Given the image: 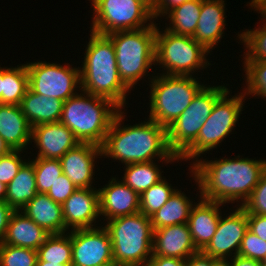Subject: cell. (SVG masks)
I'll list each match as a JSON object with an SVG mask.
<instances>
[{
    "mask_svg": "<svg viewBox=\"0 0 266 266\" xmlns=\"http://www.w3.org/2000/svg\"><path fill=\"white\" fill-rule=\"evenodd\" d=\"M195 162L191 173L198 184L200 198L222 204L241 200L243 205L266 169V160L240 158L239 155L236 159H197Z\"/></svg>",
    "mask_w": 266,
    "mask_h": 266,
    "instance_id": "6da1fadb",
    "label": "cell"
},
{
    "mask_svg": "<svg viewBox=\"0 0 266 266\" xmlns=\"http://www.w3.org/2000/svg\"><path fill=\"white\" fill-rule=\"evenodd\" d=\"M124 112L120 109L106 134L102 156L125 163H146L156 156L166 163L179 160L167 144V129L149 119L147 122L121 127ZM128 126V127H127Z\"/></svg>",
    "mask_w": 266,
    "mask_h": 266,
    "instance_id": "7a4b0ae2",
    "label": "cell"
},
{
    "mask_svg": "<svg viewBox=\"0 0 266 266\" xmlns=\"http://www.w3.org/2000/svg\"><path fill=\"white\" fill-rule=\"evenodd\" d=\"M83 67L80 70L82 92L110 100L124 109L126 95L130 90L121 80L117 68L115 47L107 35L90 31Z\"/></svg>",
    "mask_w": 266,
    "mask_h": 266,
    "instance_id": "3957f363",
    "label": "cell"
},
{
    "mask_svg": "<svg viewBox=\"0 0 266 266\" xmlns=\"http://www.w3.org/2000/svg\"><path fill=\"white\" fill-rule=\"evenodd\" d=\"M83 94L77 93L64 101L60 122L74 133L80 143L102 146L120 109L106 98L87 92Z\"/></svg>",
    "mask_w": 266,
    "mask_h": 266,
    "instance_id": "277c9868",
    "label": "cell"
},
{
    "mask_svg": "<svg viewBox=\"0 0 266 266\" xmlns=\"http://www.w3.org/2000/svg\"><path fill=\"white\" fill-rule=\"evenodd\" d=\"M113 262L119 266H147L153 255L150 217L141 212L108 220Z\"/></svg>",
    "mask_w": 266,
    "mask_h": 266,
    "instance_id": "5b68a950",
    "label": "cell"
},
{
    "mask_svg": "<svg viewBox=\"0 0 266 266\" xmlns=\"http://www.w3.org/2000/svg\"><path fill=\"white\" fill-rule=\"evenodd\" d=\"M107 36L115 47L119 76L132 89L146 76L147 70L155 65L156 24L139 30L118 31Z\"/></svg>",
    "mask_w": 266,
    "mask_h": 266,
    "instance_id": "8992f818",
    "label": "cell"
},
{
    "mask_svg": "<svg viewBox=\"0 0 266 266\" xmlns=\"http://www.w3.org/2000/svg\"><path fill=\"white\" fill-rule=\"evenodd\" d=\"M160 75L151 80L148 116L167 129L186 110L204 85L192 76Z\"/></svg>",
    "mask_w": 266,
    "mask_h": 266,
    "instance_id": "52a82bcc",
    "label": "cell"
},
{
    "mask_svg": "<svg viewBox=\"0 0 266 266\" xmlns=\"http://www.w3.org/2000/svg\"><path fill=\"white\" fill-rule=\"evenodd\" d=\"M208 53L193 37L176 35L166 29L161 33L156 26L155 63L165 67L164 75L192 76L191 73L210 65L205 57Z\"/></svg>",
    "mask_w": 266,
    "mask_h": 266,
    "instance_id": "ba28073f",
    "label": "cell"
},
{
    "mask_svg": "<svg viewBox=\"0 0 266 266\" xmlns=\"http://www.w3.org/2000/svg\"><path fill=\"white\" fill-rule=\"evenodd\" d=\"M226 86L206 87L197 92L186 110L167 128L169 149L179 157L196 139L215 103L228 91Z\"/></svg>",
    "mask_w": 266,
    "mask_h": 266,
    "instance_id": "9c48e42d",
    "label": "cell"
},
{
    "mask_svg": "<svg viewBox=\"0 0 266 266\" xmlns=\"http://www.w3.org/2000/svg\"><path fill=\"white\" fill-rule=\"evenodd\" d=\"M230 91L228 90L214 105L212 113L209 115L202 128L200 129L197 139L178 157V159L191 160L197 159L204 152L215 148L224 138L229 136L233 127L236 125L238 118L243 111V93L227 98Z\"/></svg>",
    "mask_w": 266,
    "mask_h": 266,
    "instance_id": "30bf717a",
    "label": "cell"
},
{
    "mask_svg": "<svg viewBox=\"0 0 266 266\" xmlns=\"http://www.w3.org/2000/svg\"><path fill=\"white\" fill-rule=\"evenodd\" d=\"M94 17L91 31L109 35L139 30L153 24L152 12L139 0H91ZM151 23L144 25L146 22Z\"/></svg>",
    "mask_w": 266,
    "mask_h": 266,
    "instance_id": "8fae6325",
    "label": "cell"
},
{
    "mask_svg": "<svg viewBox=\"0 0 266 266\" xmlns=\"http://www.w3.org/2000/svg\"><path fill=\"white\" fill-rule=\"evenodd\" d=\"M56 63H27L29 89L37 94L67 101L81 85L80 68Z\"/></svg>",
    "mask_w": 266,
    "mask_h": 266,
    "instance_id": "7c38bea8",
    "label": "cell"
},
{
    "mask_svg": "<svg viewBox=\"0 0 266 266\" xmlns=\"http://www.w3.org/2000/svg\"><path fill=\"white\" fill-rule=\"evenodd\" d=\"M70 231L71 266H103L113 262L112 243L105 227Z\"/></svg>",
    "mask_w": 266,
    "mask_h": 266,
    "instance_id": "4fadbf2b",
    "label": "cell"
},
{
    "mask_svg": "<svg viewBox=\"0 0 266 266\" xmlns=\"http://www.w3.org/2000/svg\"><path fill=\"white\" fill-rule=\"evenodd\" d=\"M235 212L225 216H220L217 230L208 245L202 252L214 259L227 260L229 256L238 255L242 239L248 229V217L245 209L238 205ZM232 251V252H231Z\"/></svg>",
    "mask_w": 266,
    "mask_h": 266,
    "instance_id": "5bb4252c",
    "label": "cell"
},
{
    "mask_svg": "<svg viewBox=\"0 0 266 266\" xmlns=\"http://www.w3.org/2000/svg\"><path fill=\"white\" fill-rule=\"evenodd\" d=\"M31 140L39 149L36 158L60 159L80 142L63 123H47L32 127Z\"/></svg>",
    "mask_w": 266,
    "mask_h": 266,
    "instance_id": "9a60e30c",
    "label": "cell"
},
{
    "mask_svg": "<svg viewBox=\"0 0 266 266\" xmlns=\"http://www.w3.org/2000/svg\"><path fill=\"white\" fill-rule=\"evenodd\" d=\"M99 155L102 156L101 146L79 143L60 158L63 173L76 188H92L94 160Z\"/></svg>",
    "mask_w": 266,
    "mask_h": 266,
    "instance_id": "2e32d148",
    "label": "cell"
},
{
    "mask_svg": "<svg viewBox=\"0 0 266 266\" xmlns=\"http://www.w3.org/2000/svg\"><path fill=\"white\" fill-rule=\"evenodd\" d=\"M103 188H99V214L106 220L140 212V195L122 180L111 178Z\"/></svg>",
    "mask_w": 266,
    "mask_h": 266,
    "instance_id": "e0dca14e",
    "label": "cell"
},
{
    "mask_svg": "<svg viewBox=\"0 0 266 266\" xmlns=\"http://www.w3.org/2000/svg\"><path fill=\"white\" fill-rule=\"evenodd\" d=\"M65 228L71 230L94 228L99 214V191L95 188H78L63 204Z\"/></svg>",
    "mask_w": 266,
    "mask_h": 266,
    "instance_id": "ac0fdd59",
    "label": "cell"
},
{
    "mask_svg": "<svg viewBox=\"0 0 266 266\" xmlns=\"http://www.w3.org/2000/svg\"><path fill=\"white\" fill-rule=\"evenodd\" d=\"M197 252L187 223L153 230L152 256L186 260Z\"/></svg>",
    "mask_w": 266,
    "mask_h": 266,
    "instance_id": "d6986e66",
    "label": "cell"
},
{
    "mask_svg": "<svg viewBox=\"0 0 266 266\" xmlns=\"http://www.w3.org/2000/svg\"><path fill=\"white\" fill-rule=\"evenodd\" d=\"M219 205L223 204L201 198L200 202L191 208L187 224L198 251H202L208 245L217 230L221 216Z\"/></svg>",
    "mask_w": 266,
    "mask_h": 266,
    "instance_id": "ffe728a7",
    "label": "cell"
},
{
    "mask_svg": "<svg viewBox=\"0 0 266 266\" xmlns=\"http://www.w3.org/2000/svg\"><path fill=\"white\" fill-rule=\"evenodd\" d=\"M224 0H202L197 29L193 38L208 52L218 45L225 24Z\"/></svg>",
    "mask_w": 266,
    "mask_h": 266,
    "instance_id": "44dd1931",
    "label": "cell"
},
{
    "mask_svg": "<svg viewBox=\"0 0 266 266\" xmlns=\"http://www.w3.org/2000/svg\"><path fill=\"white\" fill-rule=\"evenodd\" d=\"M31 133L20 105L0 104V136L11 150H24L32 142Z\"/></svg>",
    "mask_w": 266,
    "mask_h": 266,
    "instance_id": "7402d4cb",
    "label": "cell"
},
{
    "mask_svg": "<svg viewBox=\"0 0 266 266\" xmlns=\"http://www.w3.org/2000/svg\"><path fill=\"white\" fill-rule=\"evenodd\" d=\"M49 234H62L65 228L62 204L54 202L47 194L37 193L20 211Z\"/></svg>",
    "mask_w": 266,
    "mask_h": 266,
    "instance_id": "603a6c76",
    "label": "cell"
},
{
    "mask_svg": "<svg viewBox=\"0 0 266 266\" xmlns=\"http://www.w3.org/2000/svg\"><path fill=\"white\" fill-rule=\"evenodd\" d=\"M50 234L20 211L9 219L3 244L38 250Z\"/></svg>",
    "mask_w": 266,
    "mask_h": 266,
    "instance_id": "cb8c5ba5",
    "label": "cell"
},
{
    "mask_svg": "<svg viewBox=\"0 0 266 266\" xmlns=\"http://www.w3.org/2000/svg\"><path fill=\"white\" fill-rule=\"evenodd\" d=\"M64 101L37 94L29 88L23 97L20 107L31 127L40 124L59 122Z\"/></svg>",
    "mask_w": 266,
    "mask_h": 266,
    "instance_id": "d4e9b609",
    "label": "cell"
},
{
    "mask_svg": "<svg viewBox=\"0 0 266 266\" xmlns=\"http://www.w3.org/2000/svg\"><path fill=\"white\" fill-rule=\"evenodd\" d=\"M37 193L34 166L29 160L22 165L17 175L7 185L5 202L14 211H21Z\"/></svg>",
    "mask_w": 266,
    "mask_h": 266,
    "instance_id": "484cf974",
    "label": "cell"
},
{
    "mask_svg": "<svg viewBox=\"0 0 266 266\" xmlns=\"http://www.w3.org/2000/svg\"><path fill=\"white\" fill-rule=\"evenodd\" d=\"M193 201L178 189L169 200L150 216L153 230L188 222Z\"/></svg>",
    "mask_w": 266,
    "mask_h": 266,
    "instance_id": "4316f807",
    "label": "cell"
},
{
    "mask_svg": "<svg viewBox=\"0 0 266 266\" xmlns=\"http://www.w3.org/2000/svg\"><path fill=\"white\" fill-rule=\"evenodd\" d=\"M201 6L202 0H189L171 10L167 18L170 19L172 25H169L166 30L176 35L193 37L197 29Z\"/></svg>",
    "mask_w": 266,
    "mask_h": 266,
    "instance_id": "83f0119b",
    "label": "cell"
},
{
    "mask_svg": "<svg viewBox=\"0 0 266 266\" xmlns=\"http://www.w3.org/2000/svg\"><path fill=\"white\" fill-rule=\"evenodd\" d=\"M29 88L26 64L2 68V104L20 105Z\"/></svg>",
    "mask_w": 266,
    "mask_h": 266,
    "instance_id": "f1b7e54d",
    "label": "cell"
},
{
    "mask_svg": "<svg viewBox=\"0 0 266 266\" xmlns=\"http://www.w3.org/2000/svg\"><path fill=\"white\" fill-rule=\"evenodd\" d=\"M133 163L125 165L124 177L122 181L129 186L133 191L141 195L152 185L157 184L162 180V175L156 163Z\"/></svg>",
    "mask_w": 266,
    "mask_h": 266,
    "instance_id": "f546056e",
    "label": "cell"
},
{
    "mask_svg": "<svg viewBox=\"0 0 266 266\" xmlns=\"http://www.w3.org/2000/svg\"><path fill=\"white\" fill-rule=\"evenodd\" d=\"M67 234H50L37 250V261L72 264L71 237Z\"/></svg>",
    "mask_w": 266,
    "mask_h": 266,
    "instance_id": "4dcf8cb0",
    "label": "cell"
},
{
    "mask_svg": "<svg viewBox=\"0 0 266 266\" xmlns=\"http://www.w3.org/2000/svg\"><path fill=\"white\" fill-rule=\"evenodd\" d=\"M163 177L157 184L140 195V212L148 217L158 211L174 194L177 189H173Z\"/></svg>",
    "mask_w": 266,
    "mask_h": 266,
    "instance_id": "1f68e13d",
    "label": "cell"
},
{
    "mask_svg": "<svg viewBox=\"0 0 266 266\" xmlns=\"http://www.w3.org/2000/svg\"><path fill=\"white\" fill-rule=\"evenodd\" d=\"M32 160L30 162L34 166L37 191L47 194L63 174L60 159L35 158Z\"/></svg>",
    "mask_w": 266,
    "mask_h": 266,
    "instance_id": "d6a6232c",
    "label": "cell"
},
{
    "mask_svg": "<svg viewBox=\"0 0 266 266\" xmlns=\"http://www.w3.org/2000/svg\"><path fill=\"white\" fill-rule=\"evenodd\" d=\"M266 21V18H265ZM262 27L246 30L238 34L240 41L246 45L244 61H266V22Z\"/></svg>",
    "mask_w": 266,
    "mask_h": 266,
    "instance_id": "836d02e7",
    "label": "cell"
},
{
    "mask_svg": "<svg viewBox=\"0 0 266 266\" xmlns=\"http://www.w3.org/2000/svg\"><path fill=\"white\" fill-rule=\"evenodd\" d=\"M247 87L244 95L266 98V61H244Z\"/></svg>",
    "mask_w": 266,
    "mask_h": 266,
    "instance_id": "e575fe53",
    "label": "cell"
},
{
    "mask_svg": "<svg viewBox=\"0 0 266 266\" xmlns=\"http://www.w3.org/2000/svg\"><path fill=\"white\" fill-rule=\"evenodd\" d=\"M37 250L0 244V266H36Z\"/></svg>",
    "mask_w": 266,
    "mask_h": 266,
    "instance_id": "d590c367",
    "label": "cell"
},
{
    "mask_svg": "<svg viewBox=\"0 0 266 266\" xmlns=\"http://www.w3.org/2000/svg\"><path fill=\"white\" fill-rule=\"evenodd\" d=\"M238 255L262 262L266 257V242L247 229Z\"/></svg>",
    "mask_w": 266,
    "mask_h": 266,
    "instance_id": "8d00e7d4",
    "label": "cell"
},
{
    "mask_svg": "<svg viewBox=\"0 0 266 266\" xmlns=\"http://www.w3.org/2000/svg\"><path fill=\"white\" fill-rule=\"evenodd\" d=\"M247 214L266 215V169L248 200L241 205Z\"/></svg>",
    "mask_w": 266,
    "mask_h": 266,
    "instance_id": "74e56055",
    "label": "cell"
},
{
    "mask_svg": "<svg viewBox=\"0 0 266 266\" xmlns=\"http://www.w3.org/2000/svg\"><path fill=\"white\" fill-rule=\"evenodd\" d=\"M22 150H11L0 157V182L8 185L26 162L20 157Z\"/></svg>",
    "mask_w": 266,
    "mask_h": 266,
    "instance_id": "f35d334b",
    "label": "cell"
},
{
    "mask_svg": "<svg viewBox=\"0 0 266 266\" xmlns=\"http://www.w3.org/2000/svg\"><path fill=\"white\" fill-rule=\"evenodd\" d=\"M78 188L63 173L53 184L47 195L54 201L63 204Z\"/></svg>",
    "mask_w": 266,
    "mask_h": 266,
    "instance_id": "ab89813d",
    "label": "cell"
},
{
    "mask_svg": "<svg viewBox=\"0 0 266 266\" xmlns=\"http://www.w3.org/2000/svg\"><path fill=\"white\" fill-rule=\"evenodd\" d=\"M248 229L266 242V215L247 214Z\"/></svg>",
    "mask_w": 266,
    "mask_h": 266,
    "instance_id": "60d3db41",
    "label": "cell"
},
{
    "mask_svg": "<svg viewBox=\"0 0 266 266\" xmlns=\"http://www.w3.org/2000/svg\"><path fill=\"white\" fill-rule=\"evenodd\" d=\"M189 0H155L152 9L153 19L167 15L171 10Z\"/></svg>",
    "mask_w": 266,
    "mask_h": 266,
    "instance_id": "b9f144b4",
    "label": "cell"
},
{
    "mask_svg": "<svg viewBox=\"0 0 266 266\" xmlns=\"http://www.w3.org/2000/svg\"><path fill=\"white\" fill-rule=\"evenodd\" d=\"M14 210L5 201H0V244L4 241L8 222Z\"/></svg>",
    "mask_w": 266,
    "mask_h": 266,
    "instance_id": "7bdbcfd3",
    "label": "cell"
},
{
    "mask_svg": "<svg viewBox=\"0 0 266 266\" xmlns=\"http://www.w3.org/2000/svg\"><path fill=\"white\" fill-rule=\"evenodd\" d=\"M147 266H186V260L163 256H152Z\"/></svg>",
    "mask_w": 266,
    "mask_h": 266,
    "instance_id": "ee69618b",
    "label": "cell"
},
{
    "mask_svg": "<svg viewBox=\"0 0 266 266\" xmlns=\"http://www.w3.org/2000/svg\"><path fill=\"white\" fill-rule=\"evenodd\" d=\"M216 259L198 251L186 259V266H211Z\"/></svg>",
    "mask_w": 266,
    "mask_h": 266,
    "instance_id": "f6af8a7d",
    "label": "cell"
},
{
    "mask_svg": "<svg viewBox=\"0 0 266 266\" xmlns=\"http://www.w3.org/2000/svg\"><path fill=\"white\" fill-rule=\"evenodd\" d=\"M229 260L231 262H229ZM228 260V266H262V262L241 257L239 255L234 256Z\"/></svg>",
    "mask_w": 266,
    "mask_h": 266,
    "instance_id": "bcb514c9",
    "label": "cell"
},
{
    "mask_svg": "<svg viewBox=\"0 0 266 266\" xmlns=\"http://www.w3.org/2000/svg\"><path fill=\"white\" fill-rule=\"evenodd\" d=\"M249 4L262 14L263 19L266 18V0H252Z\"/></svg>",
    "mask_w": 266,
    "mask_h": 266,
    "instance_id": "7dc6e473",
    "label": "cell"
},
{
    "mask_svg": "<svg viewBox=\"0 0 266 266\" xmlns=\"http://www.w3.org/2000/svg\"><path fill=\"white\" fill-rule=\"evenodd\" d=\"M11 149L8 147V145L4 142L2 137L0 136V157L7 154Z\"/></svg>",
    "mask_w": 266,
    "mask_h": 266,
    "instance_id": "c3c4849f",
    "label": "cell"
},
{
    "mask_svg": "<svg viewBox=\"0 0 266 266\" xmlns=\"http://www.w3.org/2000/svg\"><path fill=\"white\" fill-rule=\"evenodd\" d=\"M36 266H71V264H58V263H49L46 261H37Z\"/></svg>",
    "mask_w": 266,
    "mask_h": 266,
    "instance_id": "681fc988",
    "label": "cell"
},
{
    "mask_svg": "<svg viewBox=\"0 0 266 266\" xmlns=\"http://www.w3.org/2000/svg\"><path fill=\"white\" fill-rule=\"evenodd\" d=\"M7 194V185L0 182V201H5Z\"/></svg>",
    "mask_w": 266,
    "mask_h": 266,
    "instance_id": "f907efd6",
    "label": "cell"
},
{
    "mask_svg": "<svg viewBox=\"0 0 266 266\" xmlns=\"http://www.w3.org/2000/svg\"><path fill=\"white\" fill-rule=\"evenodd\" d=\"M211 266H228V259L227 260H219L216 259Z\"/></svg>",
    "mask_w": 266,
    "mask_h": 266,
    "instance_id": "816d5d0a",
    "label": "cell"
},
{
    "mask_svg": "<svg viewBox=\"0 0 266 266\" xmlns=\"http://www.w3.org/2000/svg\"><path fill=\"white\" fill-rule=\"evenodd\" d=\"M139 1H141L152 12L155 0H139Z\"/></svg>",
    "mask_w": 266,
    "mask_h": 266,
    "instance_id": "f5cc1de1",
    "label": "cell"
},
{
    "mask_svg": "<svg viewBox=\"0 0 266 266\" xmlns=\"http://www.w3.org/2000/svg\"><path fill=\"white\" fill-rule=\"evenodd\" d=\"M0 104H2V68L0 67Z\"/></svg>",
    "mask_w": 266,
    "mask_h": 266,
    "instance_id": "db71d44e",
    "label": "cell"
},
{
    "mask_svg": "<svg viewBox=\"0 0 266 266\" xmlns=\"http://www.w3.org/2000/svg\"><path fill=\"white\" fill-rule=\"evenodd\" d=\"M103 266H119V265H116L115 263H108V264L103 265Z\"/></svg>",
    "mask_w": 266,
    "mask_h": 266,
    "instance_id": "11a10c76",
    "label": "cell"
},
{
    "mask_svg": "<svg viewBox=\"0 0 266 266\" xmlns=\"http://www.w3.org/2000/svg\"><path fill=\"white\" fill-rule=\"evenodd\" d=\"M262 264H263L264 266H266V257H265V259L262 261Z\"/></svg>",
    "mask_w": 266,
    "mask_h": 266,
    "instance_id": "9f6ffc18",
    "label": "cell"
}]
</instances>
